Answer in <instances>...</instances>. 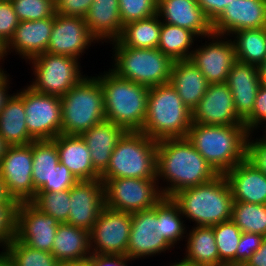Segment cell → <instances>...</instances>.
<instances>
[{
	"mask_svg": "<svg viewBox=\"0 0 266 266\" xmlns=\"http://www.w3.org/2000/svg\"><path fill=\"white\" fill-rule=\"evenodd\" d=\"M0 204H18L15 200H13L7 190L3 180L0 177Z\"/></svg>",
	"mask_w": 266,
	"mask_h": 266,
	"instance_id": "cell-54",
	"label": "cell"
},
{
	"mask_svg": "<svg viewBox=\"0 0 266 266\" xmlns=\"http://www.w3.org/2000/svg\"><path fill=\"white\" fill-rule=\"evenodd\" d=\"M265 237L260 234L242 232L236 250V266H243L254 252L261 246Z\"/></svg>",
	"mask_w": 266,
	"mask_h": 266,
	"instance_id": "cell-45",
	"label": "cell"
},
{
	"mask_svg": "<svg viewBox=\"0 0 266 266\" xmlns=\"http://www.w3.org/2000/svg\"><path fill=\"white\" fill-rule=\"evenodd\" d=\"M266 123V89L259 87L252 113L244 120L248 133H253Z\"/></svg>",
	"mask_w": 266,
	"mask_h": 266,
	"instance_id": "cell-46",
	"label": "cell"
},
{
	"mask_svg": "<svg viewBox=\"0 0 266 266\" xmlns=\"http://www.w3.org/2000/svg\"><path fill=\"white\" fill-rule=\"evenodd\" d=\"M113 65L110 70L117 76L154 87L169 83L173 60L158 48H133L119 39L112 41Z\"/></svg>",
	"mask_w": 266,
	"mask_h": 266,
	"instance_id": "cell-7",
	"label": "cell"
},
{
	"mask_svg": "<svg viewBox=\"0 0 266 266\" xmlns=\"http://www.w3.org/2000/svg\"><path fill=\"white\" fill-rule=\"evenodd\" d=\"M263 126L265 127V129H264L265 130V134L262 135L261 139L266 142V123Z\"/></svg>",
	"mask_w": 266,
	"mask_h": 266,
	"instance_id": "cell-61",
	"label": "cell"
},
{
	"mask_svg": "<svg viewBox=\"0 0 266 266\" xmlns=\"http://www.w3.org/2000/svg\"><path fill=\"white\" fill-rule=\"evenodd\" d=\"M9 74L7 75V73L0 79V112L3 109L5 103L7 102V100L11 97L8 91V89L10 88V83H9V79L8 78ZM9 86V87H8Z\"/></svg>",
	"mask_w": 266,
	"mask_h": 266,
	"instance_id": "cell-53",
	"label": "cell"
},
{
	"mask_svg": "<svg viewBox=\"0 0 266 266\" xmlns=\"http://www.w3.org/2000/svg\"><path fill=\"white\" fill-rule=\"evenodd\" d=\"M195 39L197 36L192 31L161 22L160 41L157 48L173 61L188 60L191 57Z\"/></svg>",
	"mask_w": 266,
	"mask_h": 266,
	"instance_id": "cell-34",
	"label": "cell"
},
{
	"mask_svg": "<svg viewBox=\"0 0 266 266\" xmlns=\"http://www.w3.org/2000/svg\"><path fill=\"white\" fill-rule=\"evenodd\" d=\"M77 182L70 170L59 162L57 170L54 171L50 180V192H62L73 187Z\"/></svg>",
	"mask_w": 266,
	"mask_h": 266,
	"instance_id": "cell-49",
	"label": "cell"
},
{
	"mask_svg": "<svg viewBox=\"0 0 266 266\" xmlns=\"http://www.w3.org/2000/svg\"><path fill=\"white\" fill-rule=\"evenodd\" d=\"M260 86L266 89V74H260Z\"/></svg>",
	"mask_w": 266,
	"mask_h": 266,
	"instance_id": "cell-58",
	"label": "cell"
},
{
	"mask_svg": "<svg viewBox=\"0 0 266 266\" xmlns=\"http://www.w3.org/2000/svg\"><path fill=\"white\" fill-rule=\"evenodd\" d=\"M124 132L122 127L105 119L80 135L90 150L92 165L100 175L107 169L112 152Z\"/></svg>",
	"mask_w": 266,
	"mask_h": 266,
	"instance_id": "cell-26",
	"label": "cell"
},
{
	"mask_svg": "<svg viewBox=\"0 0 266 266\" xmlns=\"http://www.w3.org/2000/svg\"><path fill=\"white\" fill-rule=\"evenodd\" d=\"M19 21L50 18L56 14L55 0H11Z\"/></svg>",
	"mask_w": 266,
	"mask_h": 266,
	"instance_id": "cell-41",
	"label": "cell"
},
{
	"mask_svg": "<svg viewBox=\"0 0 266 266\" xmlns=\"http://www.w3.org/2000/svg\"><path fill=\"white\" fill-rule=\"evenodd\" d=\"M70 189L62 192H36L30 203L39 211L52 216L59 223H66L70 211Z\"/></svg>",
	"mask_w": 266,
	"mask_h": 266,
	"instance_id": "cell-40",
	"label": "cell"
},
{
	"mask_svg": "<svg viewBox=\"0 0 266 266\" xmlns=\"http://www.w3.org/2000/svg\"><path fill=\"white\" fill-rule=\"evenodd\" d=\"M28 62L35 76L28 86L47 95L62 97L85 76L78 60L71 56L45 52Z\"/></svg>",
	"mask_w": 266,
	"mask_h": 266,
	"instance_id": "cell-9",
	"label": "cell"
},
{
	"mask_svg": "<svg viewBox=\"0 0 266 266\" xmlns=\"http://www.w3.org/2000/svg\"><path fill=\"white\" fill-rule=\"evenodd\" d=\"M4 47L0 44V54H2Z\"/></svg>",
	"mask_w": 266,
	"mask_h": 266,
	"instance_id": "cell-63",
	"label": "cell"
},
{
	"mask_svg": "<svg viewBox=\"0 0 266 266\" xmlns=\"http://www.w3.org/2000/svg\"><path fill=\"white\" fill-rule=\"evenodd\" d=\"M20 21L10 1H0V44L5 47Z\"/></svg>",
	"mask_w": 266,
	"mask_h": 266,
	"instance_id": "cell-44",
	"label": "cell"
},
{
	"mask_svg": "<svg viewBox=\"0 0 266 266\" xmlns=\"http://www.w3.org/2000/svg\"><path fill=\"white\" fill-rule=\"evenodd\" d=\"M207 38L212 41L194 48L190 60L198 67L209 84L225 83L231 67L237 61L234 44L232 39L228 40L226 36L214 33Z\"/></svg>",
	"mask_w": 266,
	"mask_h": 266,
	"instance_id": "cell-14",
	"label": "cell"
},
{
	"mask_svg": "<svg viewBox=\"0 0 266 266\" xmlns=\"http://www.w3.org/2000/svg\"><path fill=\"white\" fill-rule=\"evenodd\" d=\"M14 266H58L52 253L27 246L14 238L3 250Z\"/></svg>",
	"mask_w": 266,
	"mask_h": 266,
	"instance_id": "cell-39",
	"label": "cell"
},
{
	"mask_svg": "<svg viewBox=\"0 0 266 266\" xmlns=\"http://www.w3.org/2000/svg\"><path fill=\"white\" fill-rule=\"evenodd\" d=\"M161 19L158 14L127 23L119 40L128 47L157 48L160 41Z\"/></svg>",
	"mask_w": 266,
	"mask_h": 266,
	"instance_id": "cell-35",
	"label": "cell"
},
{
	"mask_svg": "<svg viewBox=\"0 0 266 266\" xmlns=\"http://www.w3.org/2000/svg\"><path fill=\"white\" fill-rule=\"evenodd\" d=\"M32 179L37 192H50V180L59 165V154L53 140L32 142Z\"/></svg>",
	"mask_w": 266,
	"mask_h": 266,
	"instance_id": "cell-32",
	"label": "cell"
},
{
	"mask_svg": "<svg viewBox=\"0 0 266 266\" xmlns=\"http://www.w3.org/2000/svg\"><path fill=\"white\" fill-rule=\"evenodd\" d=\"M84 76L61 97V134L81 135L105 120L104 98L98 77Z\"/></svg>",
	"mask_w": 266,
	"mask_h": 266,
	"instance_id": "cell-8",
	"label": "cell"
},
{
	"mask_svg": "<svg viewBox=\"0 0 266 266\" xmlns=\"http://www.w3.org/2000/svg\"><path fill=\"white\" fill-rule=\"evenodd\" d=\"M97 77L103 91L105 119L125 131H141L147 113L149 87L121 78L110 68Z\"/></svg>",
	"mask_w": 266,
	"mask_h": 266,
	"instance_id": "cell-3",
	"label": "cell"
},
{
	"mask_svg": "<svg viewBox=\"0 0 266 266\" xmlns=\"http://www.w3.org/2000/svg\"><path fill=\"white\" fill-rule=\"evenodd\" d=\"M266 27V0H233L212 23L213 33L231 36L244 29Z\"/></svg>",
	"mask_w": 266,
	"mask_h": 266,
	"instance_id": "cell-20",
	"label": "cell"
},
{
	"mask_svg": "<svg viewBox=\"0 0 266 266\" xmlns=\"http://www.w3.org/2000/svg\"><path fill=\"white\" fill-rule=\"evenodd\" d=\"M243 266H266V237L262 240L261 246Z\"/></svg>",
	"mask_w": 266,
	"mask_h": 266,
	"instance_id": "cell-52",
	"label": "cell"
},
{
	"mask_svg": "<svg viewBox=\"0 0 266 266\" xmlns=\"http://www.w3.org/2000/svg\"><path fill=\"white\" fill-rule=\"evenodd\" d=\"M251 138L252 134L250 133L247 139L246 159L266 175V142L261 137L254 139L255 141Z\"/></svg>",
	"mask_w": 266,
	"mask_h": 266,
	"instance_id": "cell-47",
	"label": "cell"
},
{
	"mask_svg": "<svg viewBox=\"0 0 266 266\" xmlns=\"http://www.w3.org/2000/svg\"><path fill=\"white\" fill-rule=\"evenodd\" d=\"M157 14L162 22L192 31L197 38L213 34L212 22L197 0H158Z\"/></svg>",
	"mask_w": 266,
	"mask_h": 266,
	"instance_id": "cell-22",
	"label": "cell"
},
{
	"mask_svg": "<svg viewBox=\"0 0 266 266\" xmlns=\"http://www.w3.org/2000/svg\"><path fill=\"white\" fill-rule=\"evenodd\" d=\"M98 41L91 35L84 18L55 14L54 26L46 52L79 59L82 53Z\"/></svg>",
	"mask_w": 266,
	"mask_h": 266,
	"instance_id": "cell-16",
	"label": "cell"
},
{
	"mask_svg": "<svg viewBox=\"0 0 266 266\" xmlns=\"http://www.w3.org/2000/svg\"><path fill=\"white\" fill-rule=\"evenodd\" d=\"M248 135L245 125L192 123L187 139L219 175H224L246 159Z\"/></svg>",
	"mask_w": 266,
	"mask_h": 266,
	"instance_id": "cell-2",
	"label": "cell"
},
{
	"mask_svg": "<svg viewBox=\"0 0 266 266\" xmlns=\"http://www.w3.org/2000/svg\"><path fill=\"white\" fill-rule=\"evenodd\" d=\"M2 59L4 61V56L2 54H0V62H2ZM1 64V63H0ZM6 71H4L1 66H0V79L6 74Z\"/></svg>",
	"mask_w": 266,
	"mask_h": 266,
	"instance_id": "cell-60",
	"label": "cell"
},
{
	"mask_svg": "<svg viewBox=\"0 0 266 266\" xmlns=\"http://www.w3.org/2000/svg\"><path fill=\"white\" fill-rule=\"evenodd\" d=\"M18 204H0V246L3 250L16 235V210Z\"/></svg>",
	"mask_w": 266,
	"mask_h": 266,
	"instance_id": "cell-43",
	"label": "cell"
},
{
	"mask_svg": "<svg viewBox=\"0 0 266 266\" xmlns=\"http://www.w3.org/2000/svg\"><path fill=\"white\" fill-rule=\"evenodd\" d=\"M192 123L205 125H244L237 115L226 83L209 84L199 104L192 110Z\"/></svg>",
	"mask_w": 266,
	"mask_h": 266,
	"instance_id": "cell-17",
	"label": "cell"
},
{
	"mask_svg": "<svg viewBox=\"0 0 266 266\" xmlns=\"http://www.w3.org/2000/svg\"><path fill=\"white\" fill-rule=\"evenodd\" d=\"M132 260L127 256L91 254L86 262L88 266H128L127 261Z\"/></svg>",
	"mask_w": 266,
	"mask_h": 266,
	"instance_id": "cell-50",
	"label": "cell"
},
{
	"mask_svg": "<svg viewBox=\"0 0 266 266\" xmlns=\"http://www.w3.org/2000/svg\"><path fill=\"white\" fill-rule=\"evenodd\" d=\"M156 168L158 185L161 178L167 181V186L160 187V190L168 198L183 189L208 183L219 176L187 137L157 141Z\"/></svg>",
	"mask_w": 266,
	"mask_h": 266,
	"instance_id": "cell-1",
	"label": "cell"
},
{
	"mask_svg": "<svg viewBox=\"0 0 266 266\" xmlns=\"http://www.w3.org/2000/svg\"><path fill=\"white\" fill-rule=\"evenodd\" d=\"M101 180L104 183L105 206L112 210L132 214L151 209L164 198L157 179Z\"/></svg>",
	"mask_w": 266,
	"mask_h": 266,
	"instance_id": "cell-10",
	"label": "cell"
},
{
	"mask_svg": "<svg viewBox=\"0 0 266 266\" xmlns=\"http://www.w3.org/2000/svg\"><path fill=\"white\" fill-rule=\"evenodd\" d=\"M169 83L177 91L183 104L191 111L199 104L209 85L190 59L173 62Z\"/></svg>",
	"mask_w": 266,
	"mask_h": 266,
	"instance_id": "cell-27",
	"label": "cell"
},
{
	"mask_svg": "<svg viewBox=\"0 0 266 266\" xmlns=\"http://www.w3.org/2000/svg\"><path fill=\"white\" fill-rule=\"evenodd\" d=\"M32 143L9 145L0 161V177L9 196L17 203L30 202L35 194Z\"/></svg>",
	"mask_w": 266,
	"mask_h": 266,
	"instance_id": "cell-13",
	"label": "cell"
},
{
	"mask_svg": "<svg viewBox=\"0 0 266 266\" xmlns=\"http://www.w3.org/2000/svg\"><path fill=\"white\" fill-rule=\"evenodd\" d=\"M24 110L27 130L34 141L53 140L61 134V97L39 93L26 86Z\"/></svg>",
	"mask_w": 266,
	"mask_h": 266,
	"instance_id": "cell-12",
	"label": "cell"
},
{
	"mask_svg": "<svg viewBox=\"0 0 266 266\" xmlns=\"http://www.w3.org/2000/svg\"><path fill=\"white\" fill-rule=\"evenodd\" d=\"M185 266H220V257L212 226H195L186 234Z\"/></svg>",
	"mask_w": 266,
	"mask_h": 266,
	"instance_id": "cell-31",
	"label": "cell"
},
{
	"mask_svg": "<svg viewBox=\"0 0 266 266\" xmlns=\"http://www.w3.org/2000/svg\"><path fill=\"white\" fill-rule=\"evenodd\" d=\"M260 74H266V58L264 59L263 63L259 66Z\"/></svg>",
	"mask_w": 266,
	"mask_h": 266,
	"instance_id": "cell-59",
	"label": "cell"
},
{
	"mask_svg": "<svg viewBox=\"0 0 266 266\" xmlns=\"http://www.w3.org/2000/svg\"><path fill=\"white\" fill-rule=\"evenodd\" d=\"M233 0H197L199 7L213 23Z\"/></svg>",
	"mask_w": 266,
	"mask_h": 266,
	"instance_id": "cell-51",
	"label": "cell"
},
{
	"mask_svg": "<svg viewBox=\"0 0 266 266\" xmlns=\"http://www.w3.org/2000/svg\"><path fill=\"white\" fill-rule=\"evenodd\" d=\"M93 1L94 0H55L56 13L85 19Z\"/></svg>",
	"mask_w": 266,
	"mask_h": 266,
	"instance_id": "cell-48",
	"label": "cell"
},
{
	"mask_svg": "<svg viewBox=\"0 0 266 266\" xmlns=\"http://www.w3.org/2000/svg\"><path fill=\"white\" fill-rule=\"evenodd\" d=\"M171 198L179 206L183 218L195 222L196 226H213L232 218L233 197L224 175L183 189Z\"/></svg>",
	"mask_w": 266,
	"mask_h": 266,
	"instance_id": "cell-4",
	"label": "cell"
},
{
	"mask_svg": "<svg viewBox=\"0 0 266 266\" xmlns=\"http://www.w3.org/2000/svg\"><path fill=\"white\" fill-rule=\"evenodd\" d=\"M231 220L241 232L260 234L266 237V204H251L233 201Z\"/></svg>",
	"mask_w": 266,
	"mask_h": 266,
	"instance_id": "cell-37",
	"label": "cell"
},
{
	"mask_svg": "<svg viewBox=\"0 0 266 266\" xmlns=\"http://www.w3.org/2000/svg\"><path fill=\"white\" fill-rule=\"evenodd\" d=\"M70 211L66 223L90 232L105 206L104 183L101 179L77 181L70 188Z\"/></svg>",
	"mask_w": 266,
	"mask_h": 266,
	"instance_id": "cell-18",
	"label": "cell"
},
{
	"mask_svg": "<svg viewBox=\"0 0 266 266\" xmlns=\"http://www.w3.org/2000/svg\"><path fill=\"white\" fill-rule=\"evenodd\" d=\"M85 21L98 42L118 40L124 27L119 13V0H94Z\"/></svg>",
	"mask_w": 266,
	"mask_h": 266,
	"instance_id": "cell-28",
	"label": "cell"
},
{
	"mask_svg": "<svg viewBox=\"0 0 266 266\" xmlns=\"http://www.w3.org/2000/svg\"><path fill=\"white\" fill-rule=\"evenodd\" d=\"M191 125L192 111L170 83L149 88L144 134L156 141L185 138Z\"/></svg>",
	"mask_w": 266,
	"mask_h": 266,
	"instance_id": "cell-5",
	"label": "cell"
},
{
	"mask_svg": "<svg viewBox=\"0 0 266 266\" xmlns=\"http://www.w3.org/2000/svg\"><path fill=\"white\" fill-rule=\"evenodd\" d=\"M18 91L11 94L0 112V136L8 145H25L34 141L25 121L24 88Z\"/></svg>",
	"mask_w": 266,
	"mask_h": 266,
	"instance_id": "cell-30",
	"label": "cell"
},
{
	"mask_svg": "<svg viewBox=\"0 0 266 266\" xmlns=\"http://www.w3.org/2000/svg\"><path fill=\"white\" fill-rule=\"evenodd\" d=\"M131 213L104 206L89 232L91 254L127 256Z\"/></svg>",
	"mask_w": 266,
	"mask_h": 266,
	"instance_id": "cell-11",
	"label": "cell"
},
{
	"mask_svg": "<svg viewBox=\"0 0 266 266\" xmlns=\"http://www.w3.org/2000/svg\"><path fill=\"white\" fill-rule=\"evenodd\" d=\"M156 219L157 205L131 214L127 257L134 260L146 256L148 258L172 248L163 237L155 233Z\"/></svg>",
	"mask_w": 266,
	"mask_h": 266,
	"instance_id": "cell-19",
	"label": "cell"
},
{
	"mask_svg": "<svg viewBox=\"0 0 266 266\" xmlns=\"http://www.w3.org/2000/svg\"><path fill=\"white\" fill-rule=\"evenodd\" d=\"M8 144L5 142V140L0 136V161L4 157L6 150L8 148Z\"/></svg>",
	"mask_w": 266,
	"mask_h": 266,
	"instance_id": "cell-56",
	"label": "cell"
},
{
	"mask_svg": "<svg viewBox=\"0 0 266 266\" xmlns=\"http://www.w3.org/2000/svg\"><path fill=\"white\" fill-rule=\"evenodd\" d=\"M212 227L220 266H236V250L242 235L240 228L231 219Z\"/></svg>",
	"mask_w": 266,
	"mask_h": 266,
	"instance_id": "cell-38",
	"label": "cell"
},
{
	"mask_svg": "<svg viewBox=\"0 0 266 266\" xmlns=\"http://www.w3.org/2000/svg\"><path fill=\"white\" fill-rule=\"evenodd\" d=\"M54 26V16L41 20L21 21L16 27L13 37L4 47L2 55L15 50L23 59L31 60L45 53Z\"/></svg>",
	"mask_w": 266,
	"mask_h": 266,
	"instance_id": "cell-21",
	"label": "cell"
},
{
	"mask_svg": "<svg viewBox=\"0 0 266 266\" xmlns=\"http://www.w3.org/2000/svg\"><path fill=\"white\" fill-rule=\"evenodd\" d=\"M58 266H88V263L86 261L72 262V263H59Z\"/></svg>",
	"mask_w": 266,
	"mask_h": 266,
	"instance_id": "cell-57",
	"label": "cell"
},
{
	"mask_svg": "<svg viewBox=\"0 0 266 266\" xmlns=\"http://www.w3.org/2000/svg\"><path fill=\"white\" fill-rule=\"evenodd\" d=\"M59 154V162L65 165L77 181L100 179L94 169L90 150L80 135L60 134L53 139Z\"/></svg>",
	"mask_w": 266,
	"mask_h": 266,
	"instance_id": "cell-25",
	"label": "cell"
},
{
	"mask_svg": "<svg viewBox=\"0 0 266 266\" xmlns=\"http://www.w3.org/2000/svg\"><path fill=\"white\" fill-rule=\"evenodd\" d=\"M157 141L142 131H125L100 179H156Z\"/></svg>",
	"mask_w": 266,
	"mask_h": 266,
	"instance_id": "cell-6",
	"label": "cell"
},
{
	"mask_svg": "<svg viewBox=\"0 0 266 266\" xmlns=\"http://www.w3.org/2000/svg\"><path fill=\"white\" fill-rule=\"evenodd\" d=\"M158 0H119V13L124 25L157 14Z\"/></svg>",
	"mask_w": 266,
	"mask_h": 266,
	"instance_id": "cell-42",
	"label": "cell"
},
{
	"mask_svg": "<svg viewBox=\"0 0 266 266\" xmlns=\"http://www.w3.org/2000/svg\"><path fill=\"white\" fill-rule=\"evenodd\" d=\"M169 266H185V265H183L182 263H180V262H177V263H171V265H169Z\"/></svg>",
	"mask_w": 266,
	"mask_h": 266,
	"instance_id": "cell-62",
	"label": "cell"
},
{
	"mask_svg": "<svg viewBox=\"0 0 266 266\" xmlns=\"http://www.w3.org/2000/svg\"><path fill=\"white\" fill-rule=\"evenodd\" d=\"M229 183L233 201L266 204V175L247 159L224 174Z\"/></svg>",
	"mask_w": 266,
	"mask_h": 266,
	"instance_id": "cell-24",
	"label": "cell"
},
{
	"mask_svg": "<svg viewBox=\"0 0 266 266\" xmlns=\"http://www.w3.org/2000/svg\"><path fill=\"white\" fill-rule=\"evenodd\" d=\"M231 35L235 38L236 60L259 67L266 58V27L238 30Z\"/></svg>",
	"mask_w": 266,
	"mask_h": 266,
	"instance_id": "cell-33",
	"label": "cell"
},
{
	"mask_svg": "<svg viewBox=\"0 0 266 266\" xmlns=\"http://www.w3.org/2000/svg\"><path fill=\"white\" fill-rule=\"evenodd\" d=\"M225 83L232 93L237 115L244 121L253 111L260 87L259 67L236 61Z\"/></svg>",
	"mask_w": 266,
	"mask_h": 266,
	"instance_id": "cell-23",
	"label": "cell"
},
{
	"mask_svg": "<svg viewBox=\"0 0 266 266\" xmlns=\"http://www.w3.org/2000/svg\"><path fill=\"white\" fill-rule=\"evenodd\" d=\"M182 219V213L179 206L172 198L164 197L157 204V219L155 233L163 237L166 242L173 248L177 241L183 240L182 237L187 230Z\"/></svg>",
	"mask_w": 266,
	"mask_h": 266,
	"instance_id": "cell-36",
	"label": "cell"
},
{
	"mask_svg": "<svg viewBox=\"0 0 266 266\" xmlns=\"http://www.w3.org/2000/svg\"><path fill=\"white\" fill-rule=\"evenodd\" d=\"M0 266H14L11 259L4 251H0Z\"/></svg>",
	"mask_w": 266,
	"mask_h": 266,
	"instance_id": "cell-55",
	"label": "cell"
},
{
	"mask_svg": "<svg viewBox=\"0 0 266 266\" xmlns=\"http://www.w3.org/2000/svg\"><path fill=\"white\" fill-rule=\"evenodd\" d=\"M51 253L59 263L83 262L91 256L89 232L59 223Z\"/></svg>",
	"mask_w": 266,
	"mask_h": 266,
	"instance_id": "cell-29",
	"label": "cell"
},
{
	"mask_svg": "<svg viewBox=\"0 0 266 266\" xmlns=\"http://www.w3.org/2000/svg\"><path fill=\"white\" fill-rule=\"evenodd\" d=\"M58 226L59 222L39 211L30 202L18 203L15 235L18 241L51 253Z\"/></svg>",
	"mask_w": 266,
	"mask_h": 266,
	"instance_id": "cell-15",
	"label": "cell"
}]
</instances>
